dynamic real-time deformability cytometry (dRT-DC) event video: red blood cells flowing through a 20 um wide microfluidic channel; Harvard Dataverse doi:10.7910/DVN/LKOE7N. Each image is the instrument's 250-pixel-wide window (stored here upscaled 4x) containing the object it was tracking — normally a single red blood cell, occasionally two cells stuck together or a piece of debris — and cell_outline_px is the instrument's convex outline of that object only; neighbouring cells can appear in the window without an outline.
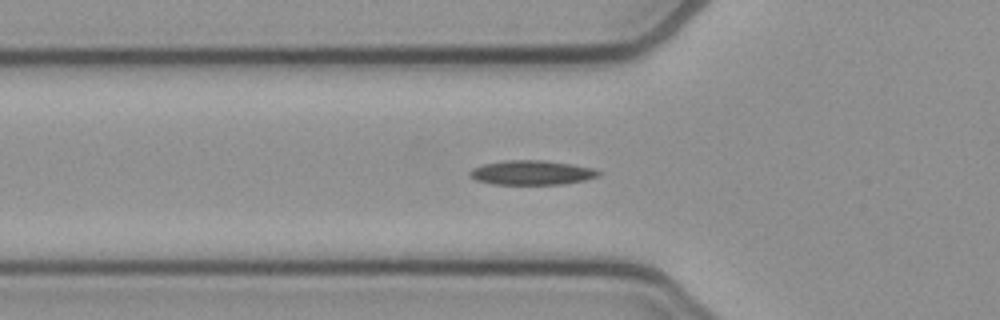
{"species": "common noctule bat (a hibernating species)", "species_latin": "Nyctalus noctula", "temperature_condition": "cold", "stored_images_in_passage": 53, "camera_frame_rate_fps": 3000, "um_per_image_px": 0.085, "animal": {"sex": "female", "body_mass_g": 21.9}, "frame": {"image": 1, "passage_image": 17, "time_ms": 5.333, "image_size_px": [1000, 320], "cell_outline_px": [[604, 172], [600, 176], [584, 180], [564, 184], [492, 184], [476, 180], [468, 176], [468, 172], [472, 168], [484, 164], [504, 160], [544, 160], [572, 164], [592, 168]], "centroid_in_image_um": [45.2, 14.67], "position_along_channel_um": 80.6, "area_um2": 18.5}}
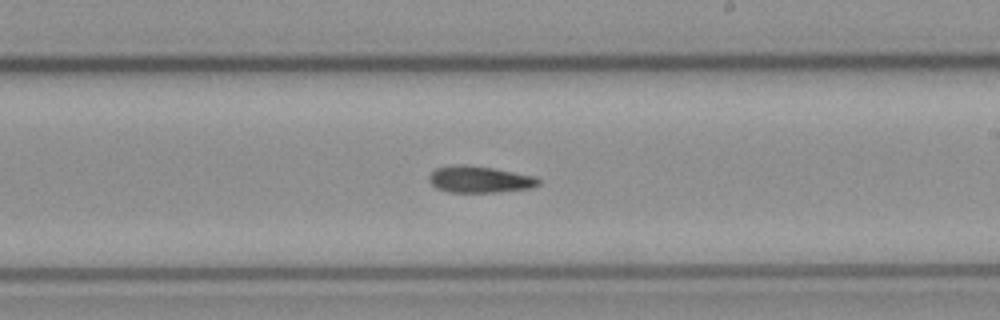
{"frame": {"image": 2, "passage_image": 30, "time_ms": 9.667, "image_size_px": [1000, 320], "cell_outline_px": [[540, 184], [532, 188], [500, 192], [448, 192], [436, 188], [428, 180], [428, 176], [436, 168], [456, 164], [464, 164], [492, 168], [536, 176], [540, 180]], "centroid_in_image_um": [40.77, 15.25], "position_along_channel_um": 248.2, "area_um2": 17.11}}
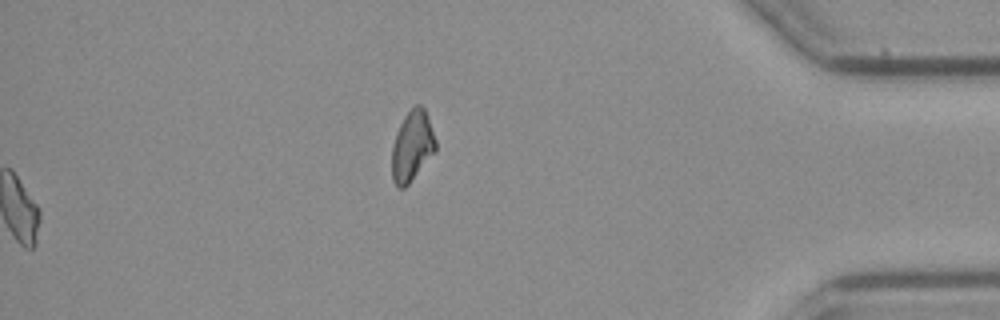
{"frame": {"image": 3, "passage_image": 53, "time_ms": 17.333, "image_size_px": [1000, 320], "cell_outline_px": [[436, 152], [408, 184], [404, 188], [400, 188], [392, 180], [392, 144], [400, 124], [404, 116], [416, 104], [420, 104], [424, 108], [428, 116], [436, 140]], "centroid_in_image_um": [35.04, 12.41], "position_along_channel_um": 400.2, "area_um2": 17.98}}